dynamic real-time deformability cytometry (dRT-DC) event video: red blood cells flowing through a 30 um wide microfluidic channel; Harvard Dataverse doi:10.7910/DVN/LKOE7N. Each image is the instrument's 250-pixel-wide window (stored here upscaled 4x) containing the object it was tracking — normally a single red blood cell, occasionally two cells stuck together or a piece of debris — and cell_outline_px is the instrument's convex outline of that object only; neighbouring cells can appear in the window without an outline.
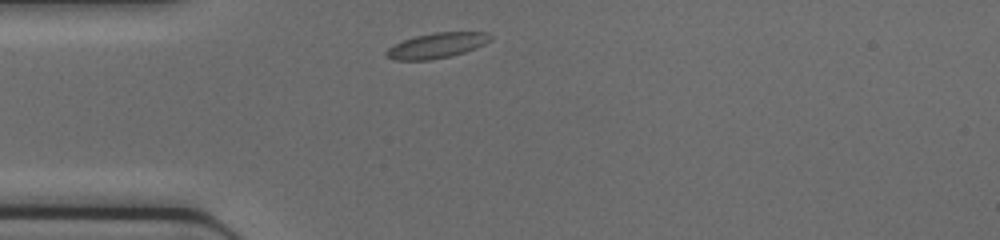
{"species": "common noctule bat (a hibernating species)", "species_latin": "Nyctalus noctula", "temperature_condition": "cold", "stored_images_in_passage": 35, "camera_frame_rate_fps": 3000, "um_per_image_px": 0.085, "animal": {"sex": "female", "body_mass_g": 17.0, "forearm_length_mm": 48.0}, "frame": {"image": 1, "passage_image": 1, "time_ms": 0.0, "image_size_px": [1000, 240], "cell_outline_px": [[492, 40], [476, 48], [464, 52], [448, 56], [428, 60], [396, 60], [384, 56], [384, 52], [388, 48], [404, 40], [416, 36], [432, 32], [488, 32], [492, 36]], "centroid_in_image_um": [37.13, 3.86], "position_along_channel_um": 47.9, "area_um2": 15.26}}
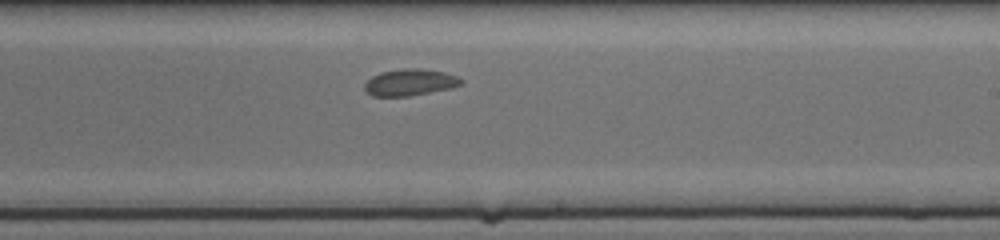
{"frame": {"image": 2, "passage_image": 16, "time_ms": 5.0, "image_size_px": [1000, 240], "cell_outline_px": [[464, 84], [448, 88], [408, 96], [372, 96], [364, 88], [364, 84], [372, 76], [380, 72], [404, 68], [420, 68], [444, 72], [456, 76], [464, 80]], "centroid_in_image_um": [34.84, 6.99], "position_along_channel_um": 254.2, "area_um2": 14.85}}
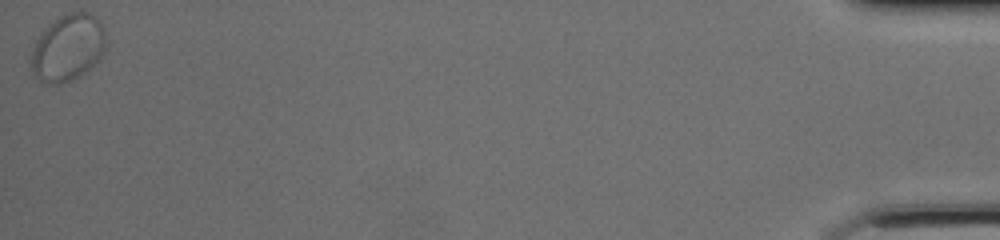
{"frame": {"image": 3, "passage_image": 35, "time_ms": 11.333, "image_size_px": [1000, 240], "cell_outline_px": [[104, 48], [100, 56], [84, 72], [60, 84], [48, 84], [40, 80], [32, 72], [32, 52], [36, 40], [60, 16], [68, 12], [88, 12], [96, 16], [104, 28]], "centroid_in_image_um": [5.77, 4.04], "position_along_channel_um": 429.4, "area_um2": 28.03}}